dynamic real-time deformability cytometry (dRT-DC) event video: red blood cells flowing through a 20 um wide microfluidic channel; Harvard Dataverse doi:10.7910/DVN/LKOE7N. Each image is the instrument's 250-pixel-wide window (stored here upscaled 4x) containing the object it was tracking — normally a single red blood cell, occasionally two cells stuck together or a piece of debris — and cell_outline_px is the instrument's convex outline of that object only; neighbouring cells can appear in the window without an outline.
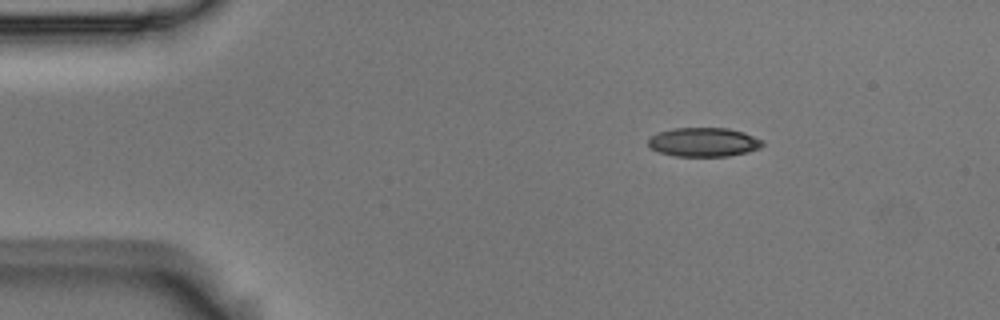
{"species": "Egyptian fruit bat (a non-hibernating species)", "species_latin": "Rousettus aegyptiacus", "temperature_condition": "room temperature", "stored_images_in_passage": 3, "camera_frame_rate_fps": 3000, "um_per_image_px": 0.085, "animal": {"sex": "male"}, "frame": {"image": 1, "passage_image": 1, "time_ms": 0.0, "image_size_px": [1000, 320], "cell_outline_px": [[764, 144], [760, 148], [748, 152], [728, 156], [676, 156], [660, 152], [648, 148], [648, 140], [652, 136], [660, 132], [672, 128], [728, 128], [744, 132], [764, 140]], "centroid_in_image_um": [59.84, 12.08], "position_along_channel_um": 25.2, "area_um2": 19.42}}